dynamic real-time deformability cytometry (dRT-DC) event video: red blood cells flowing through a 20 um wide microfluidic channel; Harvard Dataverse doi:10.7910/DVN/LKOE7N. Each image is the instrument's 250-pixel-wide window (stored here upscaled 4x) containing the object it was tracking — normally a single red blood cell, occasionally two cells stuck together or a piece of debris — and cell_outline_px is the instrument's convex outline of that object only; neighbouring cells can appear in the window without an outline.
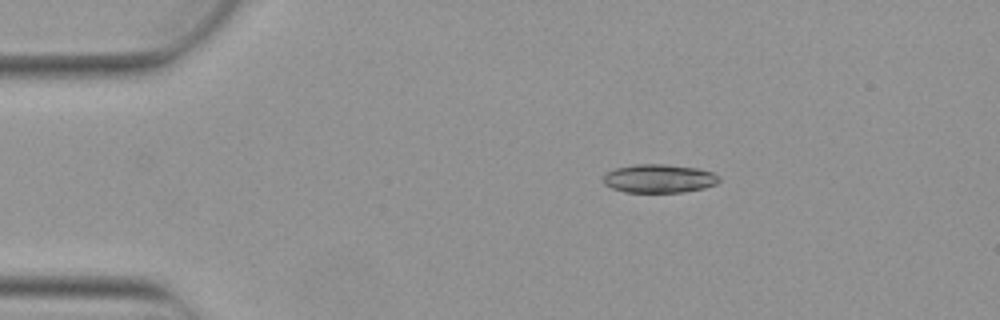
{"species": "Egyptian fruit bat (a non-hibernating species)", "species_latin": "Rousettus aegyptiacus", "temperature_condition": "warm", "stored_images_in_passage": 4, "camera_frame_rate_fps": 3000, "um_per_image_px": 0.085, "animal": {"sex": "female"}, "frame": {"image": 1, "passage_image": 3, "time_ms": 0.667, "image_size_px": [1000, 320], "cell_outline_px": [[720, 180], [716, 184], [704, 188], [680, 192], [624, 192], [612, 188], [604, 184], [604, 172], [616, 168], [636, 164], [664, 164], [696, 168], [712, 172], [720, 176]], "centroid_in_image_um": [56.01, 15.17], "position_along_channel_um": 29.0, "area_um2": 19.25}}